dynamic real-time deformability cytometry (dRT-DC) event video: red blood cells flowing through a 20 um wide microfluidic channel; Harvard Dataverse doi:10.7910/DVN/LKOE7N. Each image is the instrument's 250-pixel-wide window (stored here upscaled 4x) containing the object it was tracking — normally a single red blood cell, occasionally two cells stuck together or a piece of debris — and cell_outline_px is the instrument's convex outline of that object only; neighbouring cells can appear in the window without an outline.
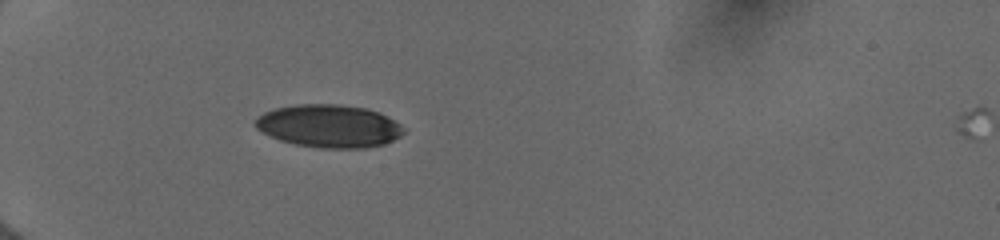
{"species": "human", "species_latin": "Homo sapiens", "temperature_condition": "cold", "stored_images_in_passage": 2, "camera_frame_rate_fps": 3000, "um_per_image_px": 0.085, "donor": {"sex": "female"}, "frame": {"image": 1, "passage_image": 1, "time_ms": 0.0, "image_size_px": [1000, 240], "cell_outline_px": [[404, 132], [400, 136], [384, 144], [364, 148], [320, 148], [296, 144], [280, 140], [256, 128], [256, 120], [264, 112], [276, 108], [296, 104], [336, 104], [364, 108], [380, 112], [400, 124], [404, 128]], "centroid_in_image_um": [28.0, 10.71], "position_along_channel_um": 57.0, "area_um2": 36.7}}